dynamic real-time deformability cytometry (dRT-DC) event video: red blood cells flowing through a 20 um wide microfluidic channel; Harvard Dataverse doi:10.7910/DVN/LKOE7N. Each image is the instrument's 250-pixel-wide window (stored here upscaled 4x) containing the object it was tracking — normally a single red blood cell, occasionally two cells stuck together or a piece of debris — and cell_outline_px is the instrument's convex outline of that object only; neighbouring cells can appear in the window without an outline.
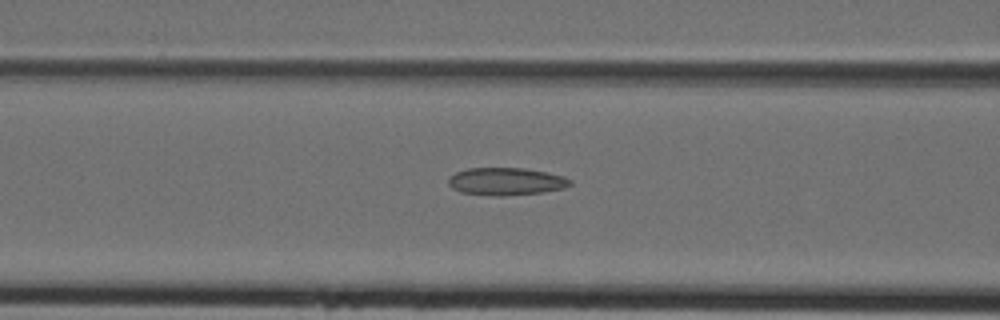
{"species": "Egyptian fruit bat (a non-hibernating species)", "species_latin": "Rousettus aegyptiacus", "temperature_condition": "cold", "stored_images_in_passage": 35, "camera_frame_rate_fps": 3000, "um_per_image_px": 0.085, "animal": {"sex": "female"}, "frame": {"image": 1, "passage_image": 17, "time_ms": 5.333, "image_size_px": [1000, 320], "cell_outline_px": [[572, 184], [564, 188], [544, 192], [504, 196], [492, 196], [460, 192], [452, 188], [448, 184], [448, 176], [456, 172], [468, 168], [524, 168], [564, 176], [572, 180]], "centroid_in_image_um": [43.0, 15.43], "position_along_channel_um": 123.6, "area_um2": 19.71}}
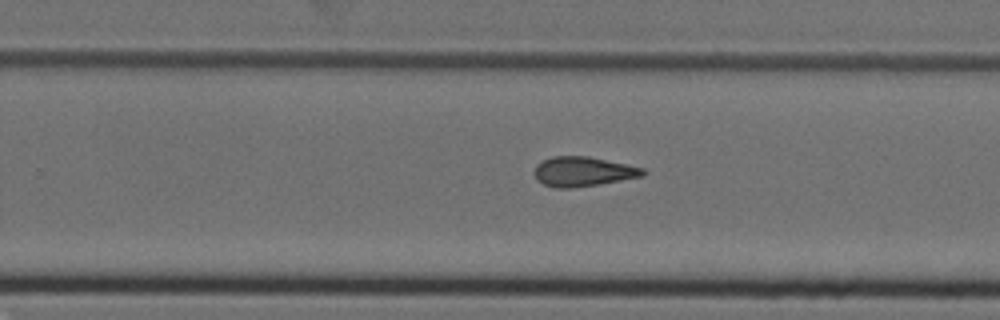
{"frame": {"image": 2, "passage_image": 27, "time_ms": 8.667, "image_size_px": [1000, 320], "cell_outline_px": [[648, 172], [644, 176], [600, 184], [572, 188], [552, 188], [536, 180], [532, 172], [536, 164], [552, 156], [588, 156], [644, 168]], "centroid_in_image_um": [49.53, 14.59], "position_along_channel_um": 280.3, "area_um2": 19.02}}
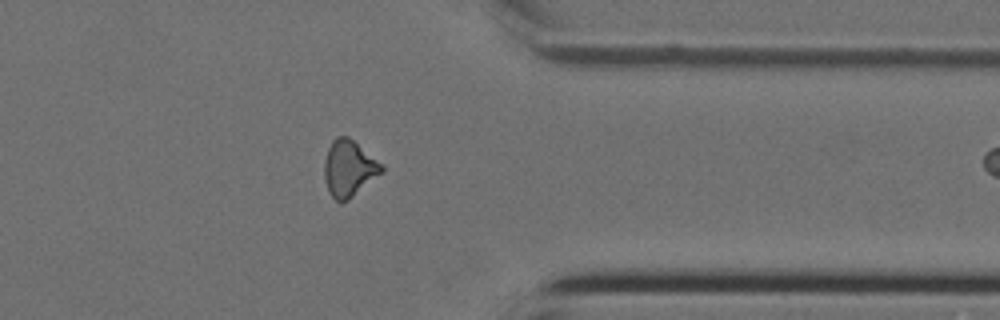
{"frame": {"image": 3, "passage_image": 34, "time_ms": 11.0, "image_size_px": [1000, 320], "cell_outline_px": [[384, 172], [348, 200], [340, 204], [328, 192], [324, 180], [324, 160], [328, 148], [332, 140], [336, 136], [348, 136], [384, 164]], "centroid_in_image_um": [29.67, 14.32], "position_along_channel_um": 381.7, "area_um2": 19.19}}